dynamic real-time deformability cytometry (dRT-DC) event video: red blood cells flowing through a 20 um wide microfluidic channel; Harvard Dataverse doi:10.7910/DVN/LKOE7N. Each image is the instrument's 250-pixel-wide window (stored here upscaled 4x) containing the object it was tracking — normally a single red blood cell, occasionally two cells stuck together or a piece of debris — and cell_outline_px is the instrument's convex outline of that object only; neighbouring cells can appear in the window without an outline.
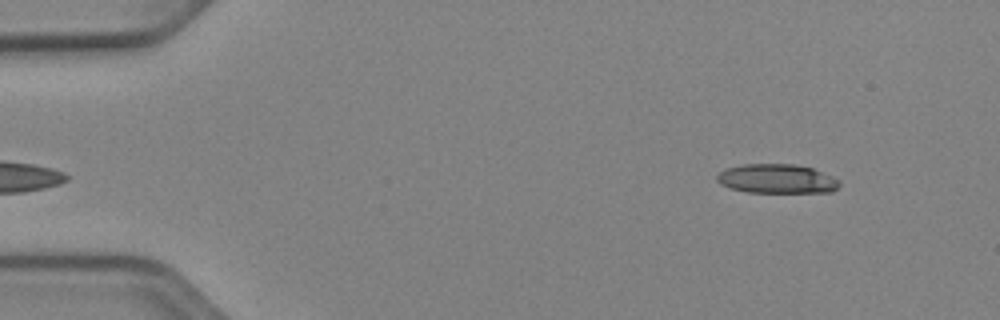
{"species": "Egyptian fruit bat (a non-hibernating species)", "species_latin": "Rousettus aegyptiacus", "temperature_condition": "cold", "stored_images_in_passage": 48, "segment_of_instrument_passage": [1, 2], "camera_frame_rate_fps": 3000, "um_per_image_px": 0.085, "animal": {"sex": "female"}, "frame": {"image": 1, "passage_image": 1, "time_ms": 0.0, "image_size_px": [1000, 320], "cell_outline_px": [[840, 184], [832, 192], [748, 192], [732, 188], [720, 184], [716, 180], [716, 176], [720, 172], [728, 168], [744, 164], [796, 164], [812, 168], [832, 176], [840, 180]], "centroid_in_image_um": [66.05, 15.19], "position_along_channel_um": 18.9, "area_um2": 20.75}}
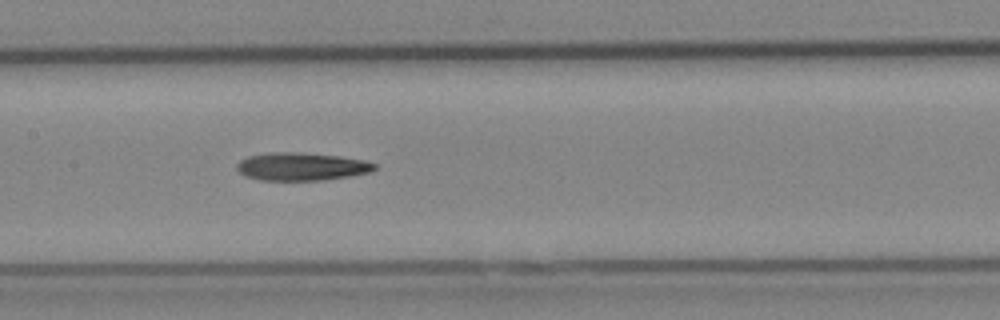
{"frame": {"image": 2, "passage_image": 21, "time_ms": 6.667, "image_size_px": [1000, 320], "cell_outline_px": [[376, 168], [368, 172], [348, 176], [320, 180], [260, 180], [248, 176], [240, 172], [236, 168], [236, 164], [240, 160], [248, 156], [268, 152], [296, 152], [340, 156], [364, 160], [376, 164]], "centroid_in_image_um": [25.6, 14.14], "position_along_channel_um": 181.8, "area_um2": 22.2}}
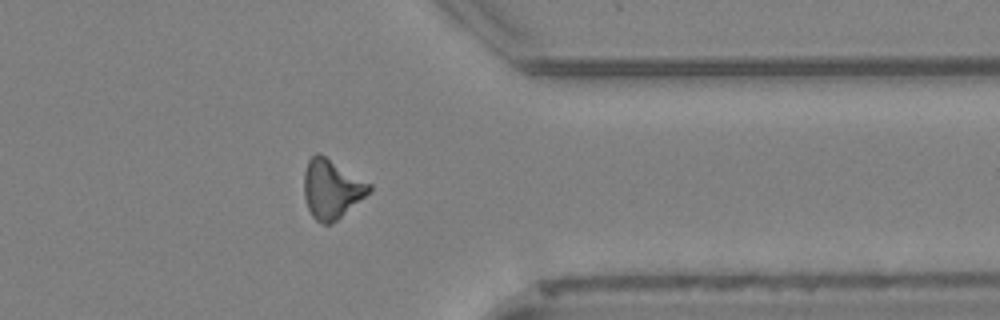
{"frame": {"image": 3, "passage_image": 37, "time_ms": 12.0, "image_size_px": [1000, 320], "cell_outline_px": [[372, 188], [364, 196], [336, 220], [328, 224], [320, 224], [312, 216], [308, 208], [304, 196], [304, 172], [308, 160], [316, 152], [324, 156], [372, 184]], "centroid_in_image_um": [28.15, 16.06], "position_along_channel_um": 383.2, "area_um2": 21.96}}